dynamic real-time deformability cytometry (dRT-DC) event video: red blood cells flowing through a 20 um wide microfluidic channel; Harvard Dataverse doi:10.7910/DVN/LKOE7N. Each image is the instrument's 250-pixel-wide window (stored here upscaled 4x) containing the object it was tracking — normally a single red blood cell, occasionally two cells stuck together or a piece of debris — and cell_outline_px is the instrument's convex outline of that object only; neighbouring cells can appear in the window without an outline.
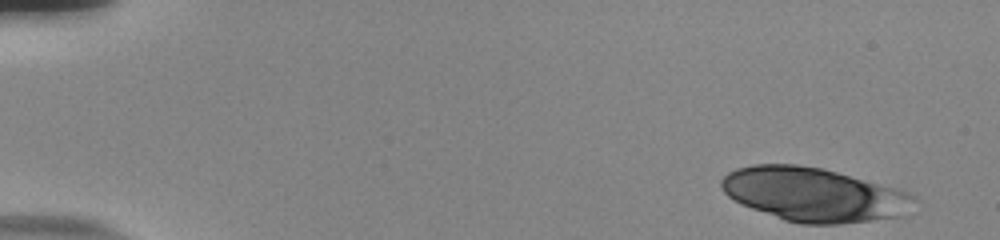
{"species": "human", "species_latin": "Homo sapiens", "temperature_condition": "room temperature", "stored_images_in_passage": 19, "camera_frame_rate_fps": 3000, "um_per_image_px": 0.085, "donor": {"sex": "male"}, "frame": {"image": 1, "passage_image": 1, "time_ms": 0.0, "image_size_px": [1000, 240], "cell_outline_px": [[916, 196], [904, 216], [840, 224], [800, 224], [784, 220], [740, 204], [728, 196], [724, 192], [720, 184], [720, 180], [728, 172], [736, 168], [752, 164], [796, 164], [824, 168], [908, 192]], "centroid_in_image_um": [69.13, 16.53], "position_along_channel_um": 15.9, "area_um2": 60.4}}
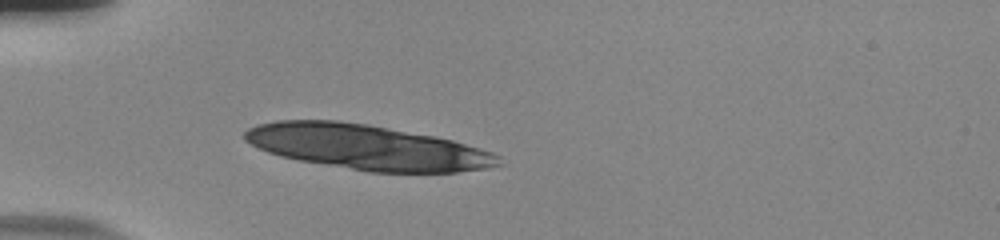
{"frame": {"image": 2, "passage_image": 14, "time_ms": 4.333, "image_size_px": [1000, 240], "cell_outline_px": [[500, 164], [484, 168], [456, 172], [368, 172], [300, 160], [280, 156], [268, 152], [244, 140], [244, 132], [248, 128], [256, 124], [276, 120], [340, 120], [368, 124], [432, 136], [452, 140], [480, 148], [492, 152], [500, 156]], "centroid_in_image_um": [31.16, 12.5], "position_along_channel_um": 53.8, "area_um2": 66.07}}